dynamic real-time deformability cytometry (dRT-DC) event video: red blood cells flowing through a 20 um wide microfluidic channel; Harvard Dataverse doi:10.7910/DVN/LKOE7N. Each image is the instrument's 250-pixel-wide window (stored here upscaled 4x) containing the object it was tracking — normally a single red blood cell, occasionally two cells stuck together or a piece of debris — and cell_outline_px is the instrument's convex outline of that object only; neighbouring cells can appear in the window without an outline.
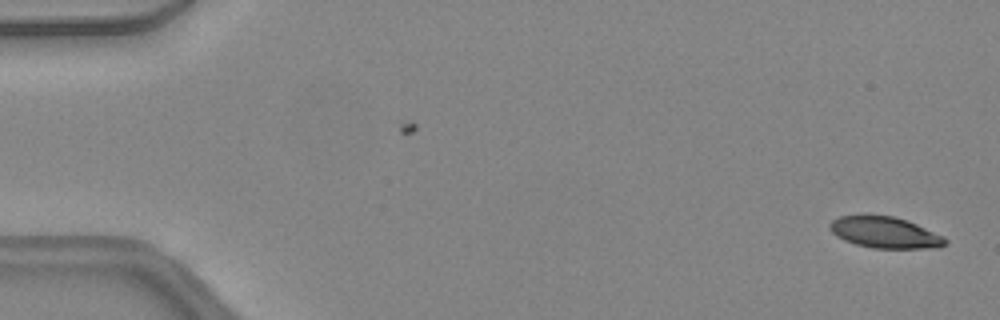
{"species": "common noctule bat (a hibernating species)", "species_latin": "Nyctalus noctula", "temperature_condition": "warm", "stored_images_in_passage": 15, "camera_frame_rate_fps": 3000, "um_per_image_px": 0.085, "animal": {"sex": "female", "body_mass_g": 24.6, "forearm_length_mm": 56.2}, "frame": {"image": 1, "passage_image": 1, "time_ms": 0.0, "image_size_px": [1000, 320], "cell_outline_px": [[948, 244], [940, 248], [872, 248], [856, 244], [844, 240], [836, 236], [828, 228], [828, 224], [832, 220], [840, 216], [892, 216], [908, 220], [944, 236], [948, 240]], "centroid_in_image_um": [75.26, 19.77], "position_along_channel_um": 9.7, "area_um2": 21.1}}
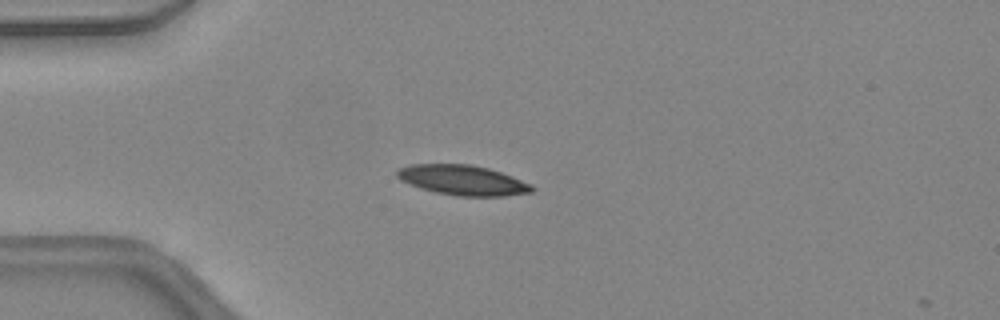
{"frame": {"image": 2, "passage_image": 12, "time_ms": 3.667, "image_size_px": [1000, 320], "cell_outline_px": [[536, 188], [532, 192], [504, 196], [460, 196], [436, 192], [420, 188], [400, 180], [396, 176], [396, 172], [400, 168], [412, 164], [468, 164], [488, 168], [512, 176], [532, 184]], "centroid_in_image_um": [39.35, 15.31], "position_along_channel_um": 45.7, "area_um2": 23.52}}